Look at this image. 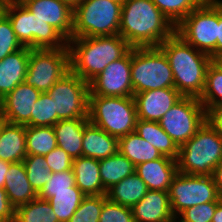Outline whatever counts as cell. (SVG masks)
<instances>
[{
	"label": "cell",
	"mask_w": 222,
	"mask_h": 222,
	"mask_svg": "<svg viewBox=\"0 0 222 222\" xmlns=\"http://www.w3.org/2000/svg\"><path fill=\"white\" fill-rule=\"evenodd\" d=\"M134 132L154 146L162 156L177 160L179 147L158 122L137 119Z\"/></svg>",
	"instance_id": "cell-26"
},
{
	"label": "cell",
	"mask_w": 222,
	"mask_h": 222,
	"mask_svg": "<svg viewBox=\"0 0 222 222\" xmlns=\"http://www.w3.org/2000/svg\"><path fill=\"white\" fill-rule=\"evenodd\" d=\"M137 119L159 120L183 96L175 88H161L134 94Z\"/></svg>",
	"instance_id": "cell-15"
},
{
	"label": "cell",
	"mask_w": 222,
	"mask_h": 222,
	"mask_svg": "<svg viewBox=\"0 0 222 222\" xmlns=\"http://www.w3.org/2000/svg\"><path fill=\"white\" fill-rule=\"evenodd\" d=\"M72 170L76 186L85 196L106 195L99 174V160L81 156L73 159Z\"/></svg>",
	"instance_id": "cell-24"
},
{
	"label": "cell",
	"mask_w": 222,
	"mask_h": 222,
	"mask_svg": "<svg viewBox=\"0 0 222 222\" xmlns=\"http://www.w3.org/2000/svg\"><path fill=\"white\" fill-rule=\"evenodd\" d=\"M211 222H222V200L218 203Z\"/></svg>",
	"instance_id": "cell-48"
},
{
	"label": "cell",
	"mask_w": 222,
	"mask_h": 222,
	"mask_svg": "<svg viewBox=\"0 0 222 222\" xmlns=\"http://www.w3.org/2000/svg\"><path fill=\"white\" fill-rule=\"evenodd\" d=\"M30 50L23 47L0 61V95L3 98L24 82Z\"/></svg>",
	"instance_id": "cell-20"
},
{
	"label": "cell",
	"mask_w": 222,
	"mask_h": 222,
	"mask_svg": "<svg viewBox=\"0 0 222 222\" xmlns=\"http://www.w3.org/2000/svg\"><path fill=\"white\" fill-rule=\"evenodd\" d=\"M12 163L0 159V187L4 188L5 175Z\"/></svg>",
	"instance_id": "cell-47"
},
{
	"label": "cell",
	"mask_w": 222,
	"mask_h": 222,
	"mask_svg": "<svg viewBox=\"0 0 222 222\" xmlns=\"http://www.w3.org/2000/svg\"><path fill=\"white\" fill-rule=\"evenodd\" d=\"M15 207L11 204L4 188L0 187V222H14Z\"/></svg>",
	"instance_id": "cell-43"
},
{
	"label": "cell",
	"mask_w": 222,
	"mask_h": 222,
	"mask_svg": "<svg viewBox=\"0 0 222 222\" xmlns=\"http://www.w3.org/2000/svg\"><path fill=\"white\" fill-rule=\"evenodd\" d=\"M66 4H68L71 8H75L82 0H60Z\"/></svg>",
	"instance_id": "cell-52"
},
{
	"label": "cell",
	"mask_w": 222,
	"mask_h": 222,
	"mask_svg": "<svg viewBox=\"0 0 222 222\" xmlns=\"http://www.w3.org/2000/svg\"><path fill=\"white\" fill-rule=\"evenodd\" d=\"M89 83L71 70L47 91L54 100L57 122L66 119H89Z\"/></svg>",
	"instance_id": "cell-13"
},
{
	"label": "cell",
	"mask_w": 222,
	"mask_h": 222,
	"mask_svg": "<svg viewBox=\"0 0 222 222\" xmlns=\"http://www.w3.org/2000/svg\"><path fill=\"white\" fill-rule=\"evenodd\" d=\"M118 138L88 121L84 127L82 156L104 159L118 152Z\"/></svg>",
	"instance_id": "cell-21"
},
{
	"label": "cell",
	"mask_w": 222,
	"mask_h": 222,
	"mask_svg": "<svg viewBox=\"0 0 222 222\" xmlns=\"http://www.w3.org/2000/svg\"><path fill=\"white\" fill-rule=\"evenodd\" d=\"M57 147L53 126H26L27 155L44 156Z\"/></svg>",
	"instance_id": "cell-30"
},
{
	"label": "cell",
	"mask_w": 222,
	"mask_h": 222,
	"mask_svg": "<svg viewBox=\"0 0 222 222\" xmlns=\"http://www.w3.org/2000/svg\"><path fill=\"white\" fill-rule=\"evenodd\" d=\"M57 123L54 100L47 92H42L35 102L31 120L26 126H54Z\"/></svg>",
	"instance_id": "cell-36"
},
{
	"label": "cell",
	"mask_w": 222,
	"mask_h": 222,
	"mask_svg": "<svg viewBox=\"0 0 222 222\" xmlns=\"http://www.w3.org/2000/svg\"><path fill=\"white\" fill-rule=\"evenodd\" d=\"M136 174L145 182L148 190L166 191L178 173L177 161L167 156L141 163L135 167Z\"/></svg>",
	"instance_id": "cell-19"
},
{
	"label": "cell",
	"mask_w": 222,
	"mask_h": 222,
	"mask_svg": "<svg viewBox=\"0 0 222 222\" xmlns=\"http://www.w3.org/2000/svg\"><path fill=\"white\" fill-rule=\"evenodd\" d=\"M21 48L23 46L18 41L9 18L4 16L0 20V61Z\"/></svg>",
	"instance_id": "cell-41"
},
{
	"label": "cell",
	"mask_w": 222,
	"mask_h": 222,
	"mask_svg": "<svg viewBox=\"0 0 222 222\" xmlns=\"http://www.w3.org/2000/svg\"><path fill=\"white\" fill-rule=\"evenodd\" d=\"M178 172L212 176L222 161V137L206 121L187 142L179 147Z\"/></svg>",
	"instance_id": "cell-4"
},
{
	"label": "cell",
	"mask_w": 222,
	"mask_h": 222,
	"mask_svg": "<svg viewBox=\"0 0 222 222\" xmlns=\"http://www.w3.org/2000/svg\"><path fill=\"white\" fill-rule=\"evenodd\" d=\"M75 185V176L72 169L51 173L50 180L42 187L38 193V198L48 200L50 192L72 191V187Z\"/></svg>",
	"instance_id": "cell-38"
},
{
	"label": "cell",
	"mask_w": 222,
	"mask_h": 222,
	"mask_svg": "<svg viewBox=\"0 0 222 222\" xmlns=\"http://www.w3.org/2000/svg\"><path fill=\"white\" fill-rule=\"evenodd\" d=\"M168 59L174 88L182 96L199 98L205 87L206 71L212 58L174 33L158 46Z\"/></svg>",
	"instance_id": "cell-3"
},
{
	"label": "cell",
	"mask_w": 222,
	"mask_h": 222,
	"mask_svg": "<svg viewBox=\"0 0 222 222\" xmlns=\"http://www.w3.org/2000/svg\"><path fill=\"white\" fill-rule=\"evenodd\" d=\"M134 172L133 163L119 151L110 157L99 160V174L106 190Z\"/></svg>",
	"instance_id": "cell-29"
},
{
	"label": "cell",
	"mask_w": 222,
	"mask_h": 222,
	"mask_svg": "<svg viewBox=\"0 0 222 222\" xmlns=\"http://www.w3.org/2000/svg\"><path fill=\"white\" fill-rule=\"evenodd\" d=\"M168 193L175 218L192 206L222 200L213 176L178 172L171 182Z\"/></svg>",
	"instance_id": "cell-11"
},
{
	"label": "cell",
	"mask_w": 222,
	"mask_h": 222,
	"mask_svg": "<svg viewBox=\"0 0 222 222\" xmlns=\"http://www.w3.org/2000/svg\"><path fill=\"white\" fill-rule=\"evenodd\" d=\"M3 102L4 98L0 95V120L2 119L3 116Z\"/></svg>",
	"instance_id": "cell-53"
},
{
	"label": "cell",
	"mask_w": 222,
	"mask_h": 222,
	"mask_svg": "<svg viewBox=\"0 0 222 222\" xmlns=\"http://www.w3.org/2000/svg\"><path fill=\"white\" fill-rule=\"evenodd\" d=\"M70 70L90 83L108 64L123 57L132 47L119 34L72 37L68 41Z\"/></svg>",
	"instance_id": "cell-2"
},
{
	"label": "cell",
	"mask_w": 222,
	"mask_h": 222,
	"mask_svg": "<svg viewBox=\"0 0 222 222\" xmlns=\"http://www.w3.org/2000/svg\"><path fill=\"white\" fill-rule=\"evenodd\" d=\"M7 3L4 0H0V20L6 16Z\"/></svg>",
	"instance_id": "cell-49"
},
{
	"label": "cell",
	"mask_w": 222,
	"mask_h": 222,
	"mask_svg": "<svg viewBox=\"0 0 222 222\" xmlns=\"http://www.w3.org/2000/svg\"><path fill=\"white\" fill-rule=\"evenodd\" d=\"M69 71L68 45L60 49H31L24 82L41 92H47Z\"/></svg>",
	"instance_id": "cell-10"
},
{
	"label": "cell",
	"mask_w": 222,
	"mask_h": 222,
	"mask_svg": "<svg viewBox=\"0 0 222 222\" xmlns=\"http://www.w3.org/2000/svg\"><path fill=\"white\" fill-rule=\"evenodd\" d=\"M222 54V0H219V27L216 44V56Z\"/></svg>",
	"instance_id": "cell-45"
},
{
	"label": "cell",
	"mask_w": 222,
	"mask_h": 222,
	"mask_svg": "<svg viewBox=\"0 0 222 222\" xmlns=\"http://www.w3.org/2000/svg\"><path fill=\"white\" fill-rule=\"evenodd\" d=\"M4 189L15 208L38 197L27 178L23 161L10 165L5 175Z\"/></svg>",
	"instance_id": "cell-23"
},
{
	"label": "cell",
	"mask_w": 222,
	"mask_h": 222,
	"mask_svg": "<svg viewBox=\"0 0 222 222\" xmlns=\"http://www.w3.org/2000/svg\"><path fill=\"white\" fill-rule=\"evenodd\" d=\"M41 91L25 82L19 84L13 91L4 97L3 116L5 122L18 125H27L31 120V113Z\"/></svg>",
	"instance_id": "cell-16"
},
{
	"label": "cell",
	"mask_w": 222,
	"mask_h": 222,
	"mask_svg": "<svg viewBox=\"0 0 222 222\" xmlns=\"http://www.w3.org/2000/svg\"><path fill=\"white\" fill-rule=\"evenodd\" d=\"M145 182L134 172L107 190V198L117 204L133 207L147 193Z\"/></svg>",
	"instance_id": "cell-27"
},
{
	"label": "cell",
	"mask_w": 222,
	"mask_h": 222,
	"mask_svg": "<svg viewBox=\"0 0 222 222\" xmlns=\"http://www.w3.org/2000/svg\"><path fill=\"white\" fill-rule=\"evenodd\" d=\"M132 212L135 222H175L166 191L148 190Z\"/></svg>",
	"instance_id": "cell-18"
},
{
	"label": "cell",
	"mask_w": 222,
	"mask_h": 222,
	"mask_svg": "<svg viewBox=\"0 0 222 222\" xmlns=\"http://www.w3.org/2000/svg\"><path fill=\"white\" fill-rule=\"evenodd\" d=\"M118 145V151L126 156L135 167L141 163L162 157L161 153L154 146L141 138L136 132L120 137Z\"/></svg>",
	"instance_id": "cell-28"
},
{
	"label": "cell",
	"mask_w": 222,
	"mask_h": 222,
	"mask_svg": "<svg viewBox=\"0 0 222 222\" xmlns=\"http://www.w3.org/2000/svg\"><path fill=\"white\" fill-rule=\"evenodd\" d=\"M206 122V110L197 97L183 96L159 120V125L180 147Z\"/></svg>",
	"instance_id": "cell-12"
},
{
	"label": "cell",
	"mask_w": 222,
	"mask_h": 222,
	"mask_svg": "<svg viewBox=\"0 0 222 222\" xmlns=\"http://www.w3.org/2000/svg\"><path fill=\"white\" fill-rule=\"evenodd\" d=\"M6 16L23 47L60 49L68 44V41L54 27L37 18L24 5L8 6Z\"/></svg>",
	"instance_id": "cell-9"
},
{
	"label": "cell",
	"mask_w": 222,
	"mask_h": 222,
	"mask_svg": "<svg viewBox=\"0 0 222 222\" xmlns=\"http://www.w3.org/2000/svg\"><path fill=\"white\" fill-rule=\"evenodd\" d=\"M26 156V126L0 120V159L18 163Z\"/></svg>",
	"instance_id": "cell-22"
},
{
	"label": "cell",
	"mask_w": 222,
	"mask_h": 222,
	"mask_svg": "<svg viewBox=\"0 0 222 222\" xmlns=\"http://www.w3.org/2000/svg\"><path fill=\"white\" fill-rule=\"evenodd\" d=\"M206 121L222 137V106L214 107V108H209L206 111Z\"/></svg>",
	"instance_id": "cell-44"
},
{
	"label": "cell",
	"mask_w": 222,
	"mask_h": 222,
	"mask_svg": "<svg viewBox=\"0 0 222 222\" xmlns=\"http://www.w3.org/2000/svg\"><path fill=\"white\" fill-rule=\"evenodd\" d=\"M24 6L54 27L67 41L72 38L73 8L68 4L60 0H29Z\"/></svg>",
	"instance_id": "cell-17"
},
{
	"label": "cell",
	"mask_w": 222,
	"mask_h": 222,
	"mask_svg": "<svg viewBox=\"0 0 222 222\" xmlns=\"http://www.w3.org/2000/svg\"><path fill=\"white\" fill-rule=\"evenodd\" d=\"M158 9L176 27L188 14L205 0H152Z\"/></svg>",
	"instance_id": "cell-34"
},
{
	"label": "cell",
	"mask_w": 222,
	"mask_h": 222,
	"mask_svg": "<svg viewBox=\"0 0 222 222\" xmlns=\"http://www.w3.org/2000/svg\"><path fill=\"white\" fill-rule=\"evenodd\" d=\"M84 197L85 195L75 185L72 187V191L50 192L48 202L51 204L53 212L57 215L58 221L68 222Z\"/></svg>",
	"instance_id": "cell-31"
},
{
	"label": "cell",
	"mask_w": 222,
	"mask_h": 222,
	"mask_svg": "<svg viewBox=\"0 0 222 222\" xmlns=\"http://www.w3.org/2000/svg\"><path fill=\"white\" fill-rule=\"evenodd\" d=\"M218 27L219 0H205L175 27V33L213 59L216 57Z\"/></svg>",
	"instance_id": "cell-7"
},
{
	"label": "cell",
	"mask_w": 222,
	"mask_h": 222,
	"mask_svg": "<svg viewBox=\"0 0 222 222\" xmlns=\"http://www.w3.org/2000/svg\"><path fill=\"white\" fill-rule=\"evenodd\" d=\"M198 99L206 111L222 106V71L213 62L207 68L205 87Z\"/></svg>",
	"instance_id": "cell-33"
},
{
	"label": "cell",
	"mask_w": 222,
	"mask_h": 222,
	"mask_svg": "<svg viewBox=\"0 0 222 222\" xmlns=\"http://www.w3.org/2000/svg\"><path fill=\"white\" fill-rule=\"evenodd\" d=\"M99 222H135L131 207L123 206L110 201L104 195V204L100 213Z\"/></svg>",
	"instance_id": "cell-40"
},
{
	"label": "cell",
	"mask_w": 222,
	"mask_h": 222,
	"mask_svg": "<svg viewBox=\"0 0 222 222\" xmlns=\"http://www.w3.org/2000/svg\"><path fill=\"white\" fill-rule=\"evenodd\" d=\"M14 222H59L48 200L36 198L15 208Z\"/></svg>",
	"instance_id": "cell-32"
},
{
	"label": "cell",
	"mask_w": 222,
	"mask_h": 222,
	"mask_svg": "<svg viewBox=\"0 0 222 222\" xmlns=\"http://www.w3.org/2000/svg\"><path fill=\"white\" fill-rule=\"evenodd\" d=\"M175 26L152 0H123L119 35L134 47H158Z\"/></svg>",
	"instance_id": "cell-1"
},
{
	"label": "cell",
	"mask_w": 222,
	"mask_h": 222,
	"mask_svg": "<svg viewBox=\"0 0 222 222\" xmlns=\"http://www.w3.org/2000/svg\"><path fill=\"white\" fill-rule=\"evenodd\" d=\"M8 6L11 5H24L29 0H4Z\"/></svg>",
	"instance_id": "cell-50"
},
{
	"label": "cell",
	"mask_w": 222,
	"mask_h": 222,
	"mask_svg": "<svg viewBox=\"0 0 222 222\" xmlns=\"http://www.w3.org/2000/svg\"><path fill=\"white\" fill-rule=\"evenodd\" d=\"M212 176L214 178L218 192L222 198V161L217 165Z\"/></svg>",
	"instance_id": "cell-46"
},
{
	"label": "cell",
	"mask_w": 222,
	"mask_h": 222,
	"mask_svg": "<svg viewBox=\"0 0 222 222\" xmlns=\"http://www.w3.org/2000/svg\"><path fill=\"white\" fill-rule=\"evenodd\" d=\"M89 119L59 120L54 126L57 147L63 149L71 158L82 156L84 127Z\"/></svg>",
	"instance_id": "cell-25"
},
{
	"label": "cell",
	"mask_w": 222,
	"mask_h": 222,
	"mask_svg": "<svg viewBox=\"0 0 222 222\" xmlns=\"http://www.w3.org/2000/svg\"><path fill=\"white\" fill-rule=\"evenodd\" d=\"M104 195L85 196L68 222H99Z\"/></svg>",
	"instance_id": "cell-37"
},
{
	"label": "cell",
	"mask_w": 222,
	"mask_h": 222,
	"mask_svg": "<svg viewBox=\"0 0 222 222\" xmlns=\"http://www.w3.org/2000/svg\"><path fill=\"white\" fill-rule=\"evenodd\" d=\"M131 62L132 48L89 83V96L133 97Z\"/></svg>",
	"instance_id": "cell-14"
},
{
	"label": "cell",
	"mask_w": 222,
	"mask_h": 222,
	"mask_svg": "<svg viewBox=\"0 0 222 222\" xmlns=\"http://www.w3.org/2000/svg\"><path fill=\"white\" fill-rule=\"evenodd\" d=\"M212 62L222 71V54L214 57Z\"/></svg>",
	"instance_id": "cell-51"
},
{
	"label": "cell",
	"mask_w": 222,
	"mask_h": 222,
	"mask_svg": "<svg viewBox=\"0 0 222 222\" xmlns=\"http://www.w3.org/2000/svg\"><path fill=\"white\" fill-rule=\"evenodd\" d=\"M123 1L82 0L73 9L72 37L119 34Z\"/></svg>",
	"instance_id": "cell-5"
},
{
	"label": "cell",
	"mask_w": 222,
	"mask_h": 222,
	"mask_svg": "<svg viewBox=\"0 0 222 222\" xmlns=\"http://www.w3.org/2000/svg\"><path fill=\"white\" fill-rule=\"evenodd\" d=\"M219 202L212 201L187 208L175 218V222H211Z\"/></svg>",
	"instance_id": "cell-39"
},
{
	"label": "cell",
	"mask_w": 222,
	"mask_h": 222,
	"mask_svg": "<svg viewBox=\"0 0 222 222\" xmlns=\"http://www.w3.org/2000/svg\"><path fill=\"white\" fill-rule=\"evenodd\" d=\"M88 118L111 136H126L135 131L134 97L89 96Z\"/></svg>",
	"instance_id": "cell-6"
},
{
	"label": "cell",
	"mask_w": 222,
	"mask_h": 222,
	"mask_svg": "<svg viewBox=\"0 0 222 222\" xmlns=\"http://www.w3.org/2000/svg\"><path fill=\"white\" fill-rule=\"evenodd\" d=\"M44 158L52 173L72 169L73 158L59 147L44 155Z\"/></svg>",
	"instance_id": "cell-42"
},
{
	"label": "cell",
	"mask_w": 222,
	"mask_h": 222,
	"mask_svg": "<svg viewBox=\"0 0 222 222\" xmlns=\"http://www.w3.org/2000/svg\"><path fill=\"white\" fill-rule=\"evenodd\" d=\"M27 178L38 194L46 182L50 180L51 170L41 155H27L23 160Z\"/></svg>",
	"instance_id": "cell-35"
},
{
	"label": "cell",
	"mask_w": 222,
	"mask_h": 222,
	"mask_svg": "<svg viewBox=\"0 0 222 222\" xmlns=\"http://www.w3.org/2000/svg\"><path fill=\"white\" fill-rule=\"evenodd\" d=\"M131 81L134 94L174 88L172 69L159 47L132 48Z\"/></svg>",
	"instance_id": "cell-8"
}]
</instances>
